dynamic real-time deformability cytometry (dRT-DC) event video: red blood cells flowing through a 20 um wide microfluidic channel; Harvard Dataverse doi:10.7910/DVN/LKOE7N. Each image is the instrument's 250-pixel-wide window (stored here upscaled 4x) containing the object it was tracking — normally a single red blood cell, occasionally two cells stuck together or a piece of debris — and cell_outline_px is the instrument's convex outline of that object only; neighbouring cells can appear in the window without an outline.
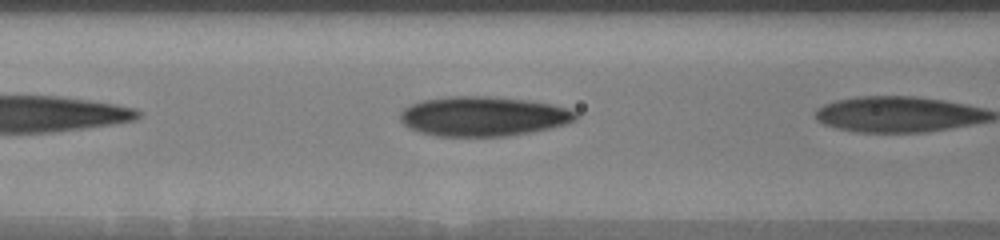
{"species": "human", "species_latin": "Homo sapiens", "temperature_condition": "warm", "stored_images_in_passage": 9, "camera_frame_rate_fps": 3000, "um_per_image_px": 0.085, "donor": {"sex": "male"}, "frame": {"image": 1, "passage_image": 8, "time_ms": 2.333, "image_size_px": [1000, 240], "cell_outline_px": [[580, 116], [576, 120], [564, 124], [532, 132], [508, 136], [436, 136], [420, 132], [408, 128], [400, 120], [400, 112], [404, 108], [420, 100], [452, 96], [488, 96], [528, 100], [552, 104], [568, 108], [576, 112]], "centroid_in_image_um": [41.07, 9.88], "position_along_channel_um": 125.5, "area_um2": 40.75}}